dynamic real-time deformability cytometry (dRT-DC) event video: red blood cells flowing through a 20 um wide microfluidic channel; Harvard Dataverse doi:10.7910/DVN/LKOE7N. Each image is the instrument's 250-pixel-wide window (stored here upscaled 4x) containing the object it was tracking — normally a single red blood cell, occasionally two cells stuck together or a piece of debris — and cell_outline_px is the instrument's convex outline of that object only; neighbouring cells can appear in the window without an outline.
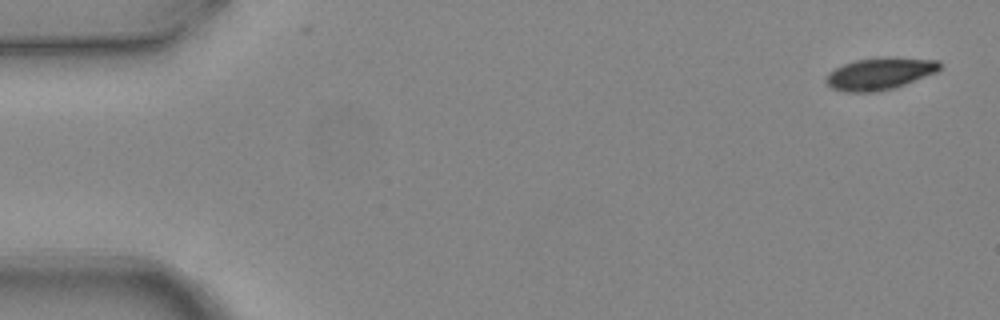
{"species": "common noctule bat (a hibernating species)", "species_latin": "Nyctalus noctula", "temperature_condition": "warm", "stored_images_in_passage": 4, "camera_frame_rate_fps": 3000, "um_per_image_px": 0.085, "animal": {"sex": "female", "body_mass_g": 24.6, "forearm_length_mm": 56.2}, "frame": {"image": 1, "passage_image": 1, "time_ms": 0.0, "image_size_px": [1000, 320], "cell_outline_px": [[940, 68], [936, 72], [904, 84], [892, 88], [872, 92], [848, 92], [832, 88], [824, 80], [828, 72], [844, 64], [856, 60], [888, 56], [940, 60]], "centroid_in_image_um": [74.77, 6.24], "position_along_channel_um": 10.2, "area_um2": 21.1}}
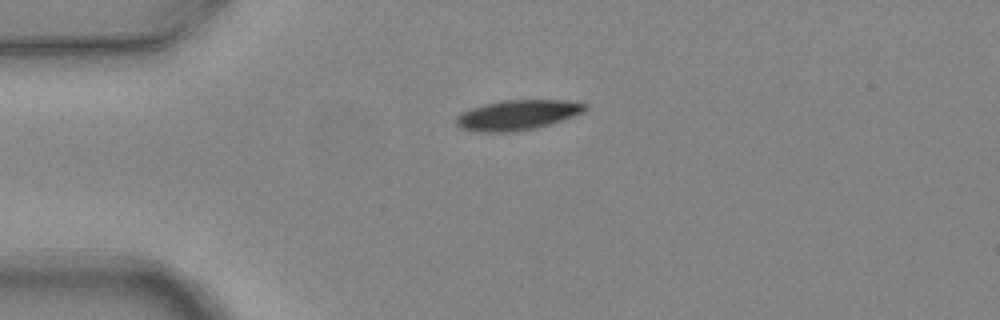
{"frame": {"image": 2, "passage_image": 4, "time_ms": 1.0, "image_size_px": [1000, 320], "cell_outline_px": [[588, 108], [584, 112], [576, 116], [564, 120], [536, 128], [512, 132], [476, 132], [460, 128], [456, 124], [456, 116], [460, 112], [484, 104], [504, 100], [564, 100], [588, 104]], "centroid_in_image_um": [44.0, 9.78], "position_along_channel_um": 41.0, "area_um2": 22.83}}